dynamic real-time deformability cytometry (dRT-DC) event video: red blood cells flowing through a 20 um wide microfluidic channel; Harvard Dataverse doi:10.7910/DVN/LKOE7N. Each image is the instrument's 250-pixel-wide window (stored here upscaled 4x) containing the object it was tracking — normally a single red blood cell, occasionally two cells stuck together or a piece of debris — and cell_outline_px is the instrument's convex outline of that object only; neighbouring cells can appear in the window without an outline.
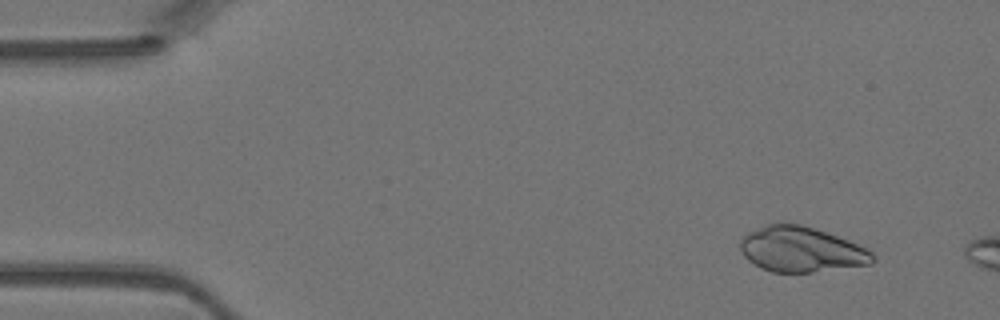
{"species": "Egyptian fruit bat (a non-hibernating species)", "species_latin": "Rousettus aegyptiacus", "temperature_condition": "warm", "stored_images_in_passage": 41, "segment_of_instrument_passage": [1, 2], "camera_frame_rate_fps": 3000, "um_per_image_px": 0.085, "animal": {"sex": "female"}, "frame": {"image": 1, "passage_image": 4, "time_ms": 1.0, "image_size_px": [1000, 320], "cell_outline_px": [[876, 260], [872, 264], [812, 272], [772, 272], [760, 268], [748, 260], [744, 256], [740, 248], [740, 240], [748, 232], [768, 224], [800, 224], [848, 240], [872, 252], [876, 256]], "centroid_in_image_um": [68.1, 21.22], "position_along_channel_um": 16.9, "area_um2": 34.56}}